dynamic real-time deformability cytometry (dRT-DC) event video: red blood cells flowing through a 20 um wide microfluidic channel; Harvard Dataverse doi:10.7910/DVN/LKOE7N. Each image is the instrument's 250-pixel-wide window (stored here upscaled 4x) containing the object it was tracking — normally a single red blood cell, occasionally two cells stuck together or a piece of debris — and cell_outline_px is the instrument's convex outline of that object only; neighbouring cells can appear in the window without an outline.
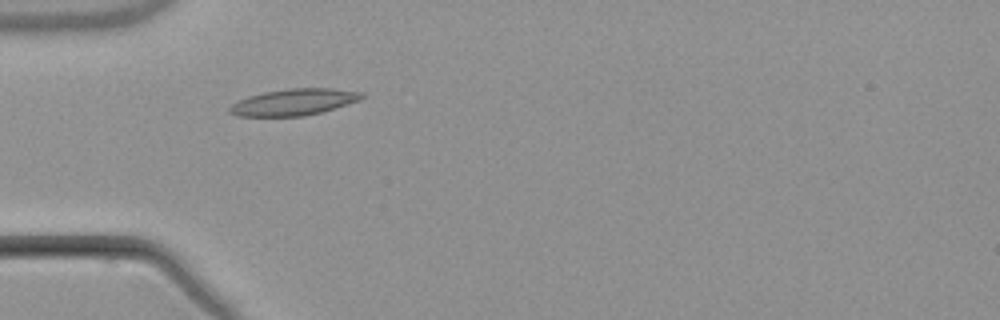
{"species": "common noctule bat (a hibernating species)", "species_latin": "Nyctalus noctula", "temperature_condition": "warm", "stored_images_in_passage": 6, "camera_frame_rate_fps": 3000, "um_per_image_px": 0.085, "animal": {"sex": "male", "body_mass_g": 21.5, "forearm_length_mm": 52.0}, "frame": {"image": 1, "passage_image": 4, "time_ms": 3.333, "image_size_px": [1000, 320], "cell_outline_px": [[364, 96], [360, 100], [320, 112], [304, 116], [236, 116], [228, 112], [228, 108], [236, 100], [248, 96], [264, 92], [288, 88], [332, 88], [364, 92]], "centroid_in_image_um": [24.94, 8.67], "position_along_channel_um": 60.1, "area_um2": 20.46}}
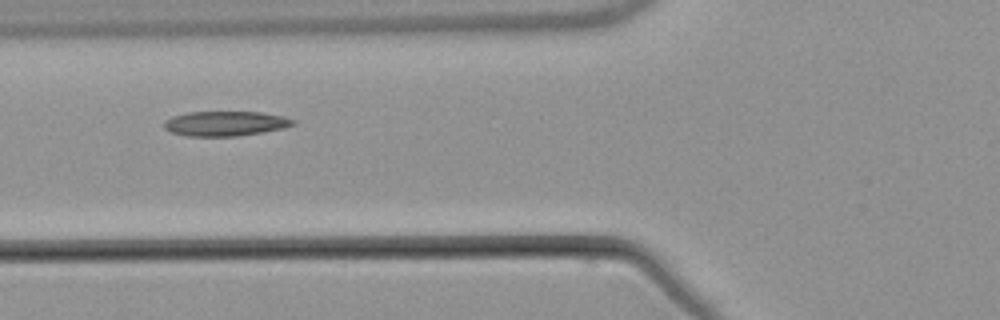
{"frame": {"image": 2, "passage_image": 5, "time_ms": 4.667, "image_size_px": [1000, 320], "cell_outline_px": [[296, 124], [284, 128], [264, 132], [236, 136], [184, 136], [172, 132], [164, 128], [164, 120], [172, 116], [188, 112], [260, 112], [284, 116], [296, 120]], "centroid_in_image_um": [19.17, 10.5], "position_along_channel_um": 106.6, "area_um2": 18.79}}
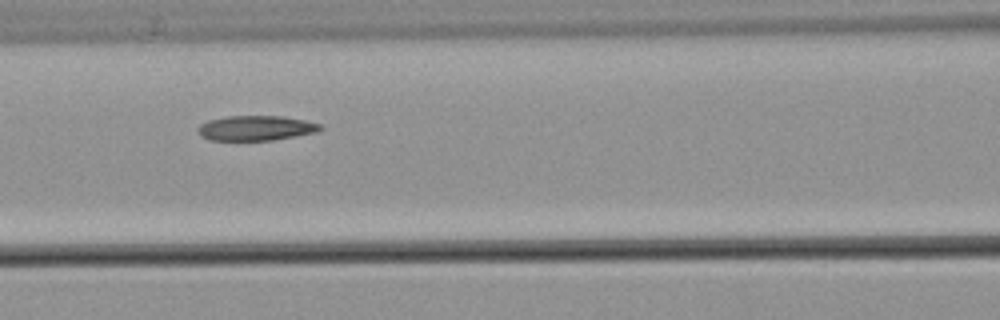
{"frame": {"image": 3, "passage_image": 6, "time_ms": 5.667, "image_size_px": [1000, 320], "cell_outline_px": [[324, 128], [316, 132], [296, 136], [272, 140], [208, 140], [200, 136], [196, 132], [196, 128], [200, 124], [208, 120], [228, 116], [284, 116], [308, 120], [324, 124]], "centroid_in_image_um": [21.77, 10.88], "position_along_channel_um": 144.8, "area_um2": 18.15}}